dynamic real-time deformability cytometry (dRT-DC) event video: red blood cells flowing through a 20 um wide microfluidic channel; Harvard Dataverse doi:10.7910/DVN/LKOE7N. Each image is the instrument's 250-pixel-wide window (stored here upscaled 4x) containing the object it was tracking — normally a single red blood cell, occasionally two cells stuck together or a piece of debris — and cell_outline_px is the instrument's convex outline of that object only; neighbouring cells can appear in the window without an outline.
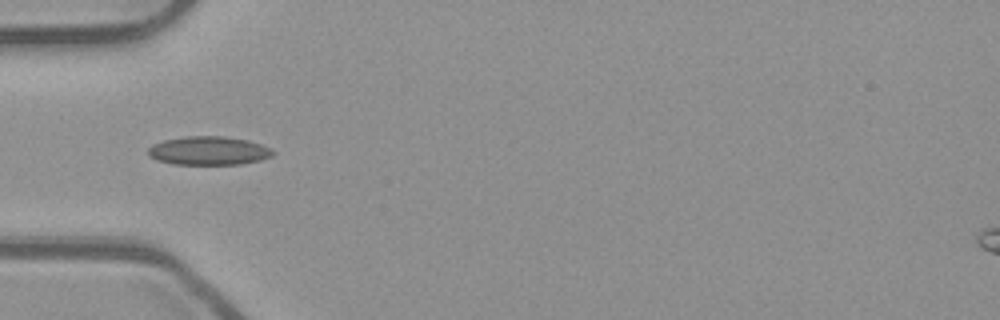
{"species": "common noctule bat (a hibernating species)", "species_latin": "Nyctalus noctula", "temperature_condition": "room temperature", "stored_images_in_passage": 36, "camera_frame_rate_fps": 3000, "um_per_image_px": 0.085, "animal": {"sex": "male", "body_mass_g": 23.1, "forearm_length_mm": 52.7}, "frame": {"image": 1, "passage_image": 1, "time_ms": 0.0, "image_size_px": [1000, 320], "cell_outline_px": [[276, 152], [272, 156], [260, 160], [240, 164], [172, 164], [156, 160], [148, 156], [148, 148], [152, 144], [164, 140], [184, 136], [224, 136], [248, 140], [272, 148]], "centroid_in_image_um": [17.73, 12.81], "position_along_channel_um": 67.3, "area_um2": 20.98}}
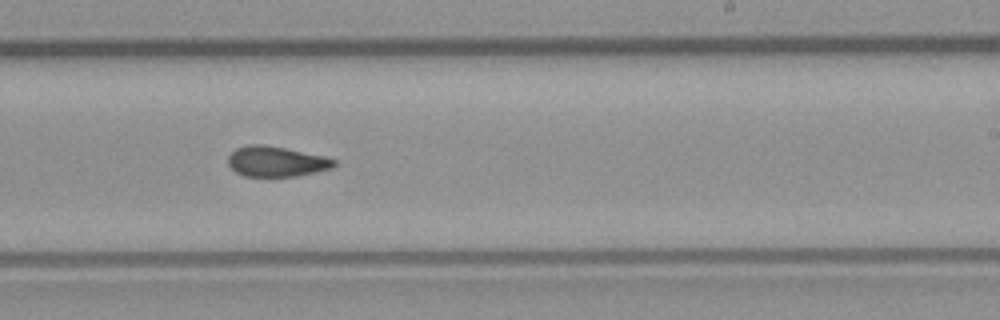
{"frame": {"image": 2, "passage_image": 16, "time_ms": 5.0, "image_size_px": [1000, 320], "cell_outline_px": [[336, 164], [332, 168], [316, 172], [296, 176], [244, 176], [236, 172], [228, 164], [228, 156], [236, 148], [248, 144], [264, 144], [324, 156], [336, 160]], "centroid_in_image_um": [23.47, 13.72], "position_along_channel_um": 265.5, "area_um2": 18.67}}
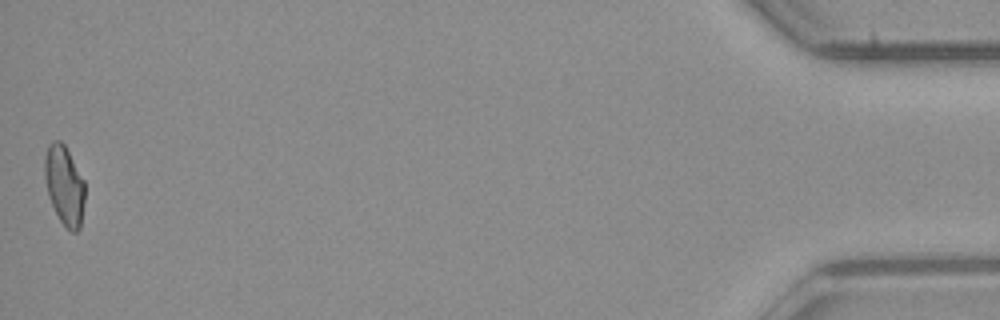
{"frame": {"image": 3, "passage_image": 36, "time_ms": 11.667, "image_size_px": [1000, 320], "cell_outline_px": [[84, 200], [80, 228], [76, 232], [72, 232], [60, 220], [52, 204], [48, 192], [44, 176], [44, 156], [48, 144], [52, 140], [60, 140], [64, 144], [84, 180]], "centroid_in_image_um": [5.46, 15.71], "position_along_channel_um": 429.7, "area_um2": 18.38}, "authors_computed_cell_mechanics": {"area_um2": 18.9584, "velocity_mm_per_s": 3.9533, "shape_relaxation_time_tau1_ms": null, "shape_relaxation_time_tau2_ms": 1.647, "deformation_change_tau1": null, "deformation_change_tau2": 0.076}}